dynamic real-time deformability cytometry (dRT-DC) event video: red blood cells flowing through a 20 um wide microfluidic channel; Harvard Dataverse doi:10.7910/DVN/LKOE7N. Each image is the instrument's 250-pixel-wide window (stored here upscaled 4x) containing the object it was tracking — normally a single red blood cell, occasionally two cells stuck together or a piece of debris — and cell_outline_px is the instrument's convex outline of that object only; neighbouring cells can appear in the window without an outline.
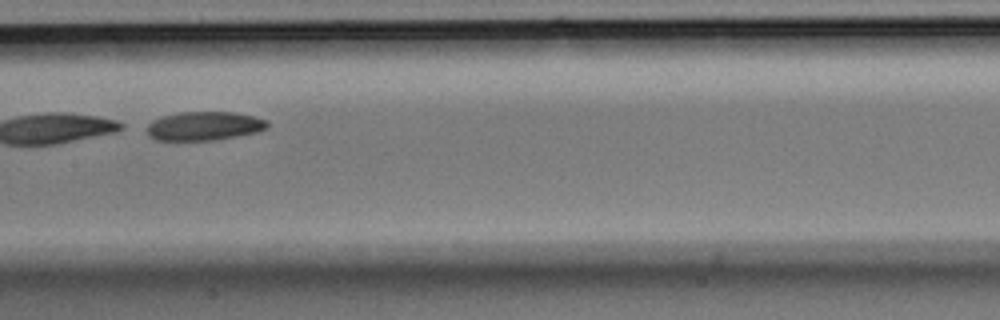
{"species": "Egyptian fruit bat (a non-hibernating species)", "species_latin": "Rousettus aegyptiacus", "temperature_condition": "room temperature", "stored_images_in_passage": 35, "camera_frame_rate_fps": 3000, "um_per_image_px": 0.085, "animal": {"sex": "male"}, "frame": {"image": 1, "passage_image": 14, "time_ms": 4.333, "image_size_px": [1000, 320], "cell_outline_px": [[268, 128], [260, 132], [216, 140], [176, 144], [156, 140], [148, 136], [148, 124], [152, 120], [160, 116], [180, 112], [236, 112], [268, 120]], "centroid_in_image_um": [17.31, 10.76], "position_along_channel_um": 190.1, "area_um2": 21.33}}
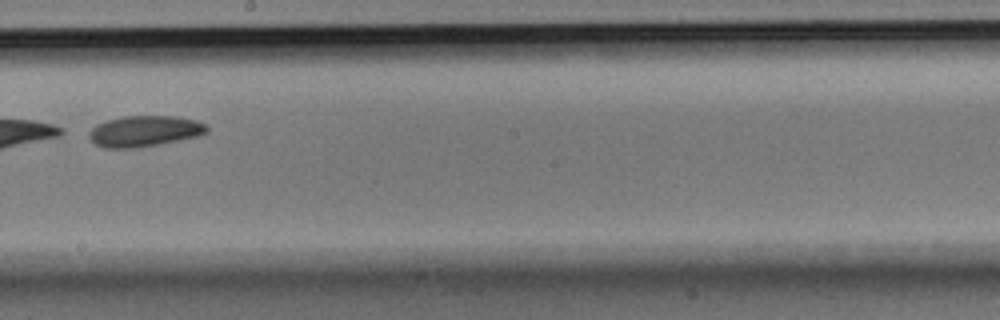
{"frame": {"image": 2, "passage_image": 17, "time_ms": 5.333, "image_size_px": [1000, 320], "cell_outline_px": [[208, 132], [196, 136], [156, 144], [132, 148], [104, 148], [96, 144], [88, 136], [88, 132], [96, 124], [120, 116], [176, 116], [196, 120], [204, 124], [208, 128]], "centroid_in_image_um": [12.24, 11.13], "position_along_channel_um": 236.0, "area_um2": 20.98}}
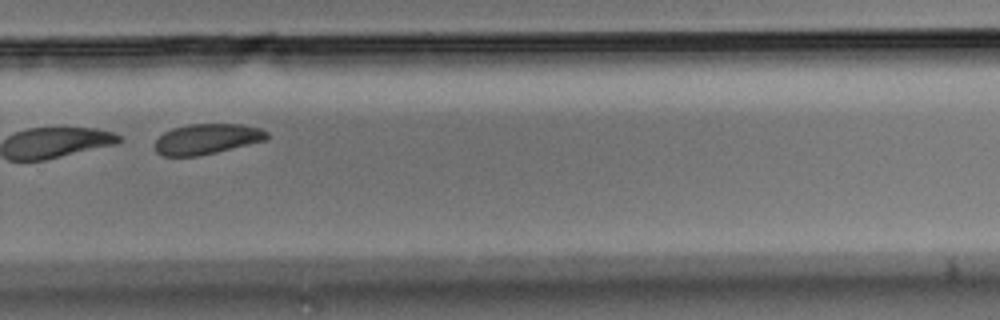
{"frame": {"image": 3, "passage_image": 22, "time_ms": 7.0, "image_size_px": [1000, 320], "cell_outline_px": [[268, 140], [216, 152], [196, 156], [160, 156], [152, 148], [152, 144], [164, 132], [172, 128], [188, 124], [240, 124], [260, 128], [268, 132]], "centroid_in_image_um": [17.55, 11.82], "position_along_channel_um": 312.3, "area_um2": 20.11}}